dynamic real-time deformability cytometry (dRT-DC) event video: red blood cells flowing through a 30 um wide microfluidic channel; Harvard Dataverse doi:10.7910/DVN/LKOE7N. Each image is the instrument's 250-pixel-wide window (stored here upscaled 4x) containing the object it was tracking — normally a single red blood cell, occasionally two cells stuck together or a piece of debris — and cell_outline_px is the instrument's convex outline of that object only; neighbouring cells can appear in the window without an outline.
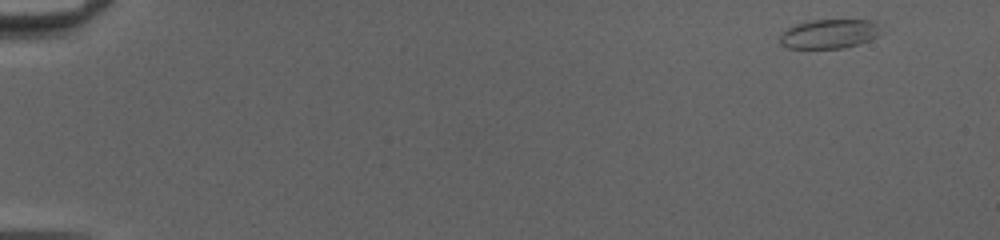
{"species": "common noctule bat (a hibernating species)", "species_latin": "Nyctalus noctula", "temperature_condition": "cold", "stored_images_in_passage": 49, "camera_frame_rate_fps": 3000, "um_per_image_px": 0.085, "animal": {"sex": "female", "body_mass_g": 20.0, "forearm_length_mm": 54.0}, "frame": {"image": 1, "passage_image": 1, "time_ms": 0.0, "image_size_px": [1000, 240], "cell_outline_px": [[884, 32], [868, 40], [844, 48], [788, 48], [780, 44], [780, 36], [788, 28], [796, 24], [812, 20], [872, 20]], "centroid_in_image_um": [70.49, 2.88], "position_along_channel_um": 14.5, "area_um2": 17.05}}
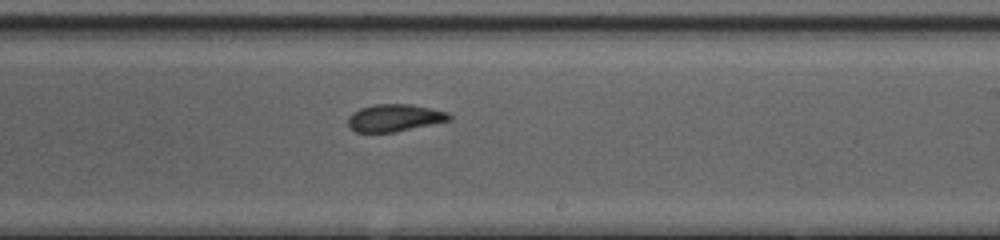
{"frame": {"image": 2, "passage_image": 30, "time_ms": 9.667, "image_size_px": [1000, 240], "cell_outline_px": [[452, 120], [396, 132], [356, 132], [348, 124], [348, 116], [352, 112], [360, 108], [372, 104], [412, 104], [448, 112], [452, 116]], "centroid_in_image_um": [33.55, 10.01], "position_along_channel_um": 255.4, "area_um2": 16.24}}
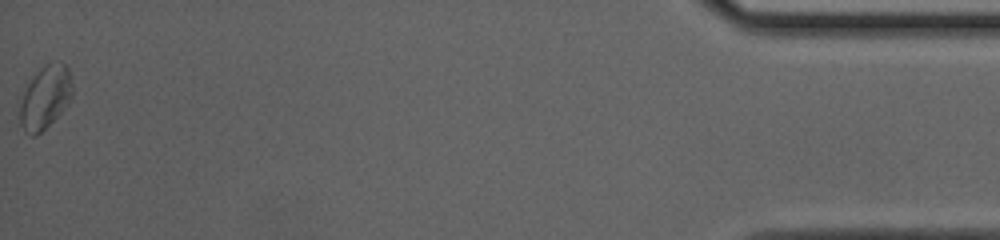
{"frame": {"image": 3, "passage_image": 49, "time_ms": 16.0, "image_size_px": [1000, 240], "cell_outline_px": [[72, 96], [60, 112], [36, 136], [32, 136], [24, 132], [20, 124], [20, 104], [24, 92], [28, 84], [40, 68], [44, 64], [60, 60], [68, 68], [72, 88]], "centroid_in_image_um": [3.83, 8.26], "position_along_channel_um": 431.4, "area_um2": 18.9}, "authors_computed_cell_mechanics": {"area_um2": 17.2244, "velocity_mm_per_s": 4.1369, "shape_relaxation_time_tau1_ms": 3.5539, "shape_relaxation_time_tau2_ms": 2.3502, "deformation_change_tau1": 0.102, "deformation_change_tau2": 0.0618}}